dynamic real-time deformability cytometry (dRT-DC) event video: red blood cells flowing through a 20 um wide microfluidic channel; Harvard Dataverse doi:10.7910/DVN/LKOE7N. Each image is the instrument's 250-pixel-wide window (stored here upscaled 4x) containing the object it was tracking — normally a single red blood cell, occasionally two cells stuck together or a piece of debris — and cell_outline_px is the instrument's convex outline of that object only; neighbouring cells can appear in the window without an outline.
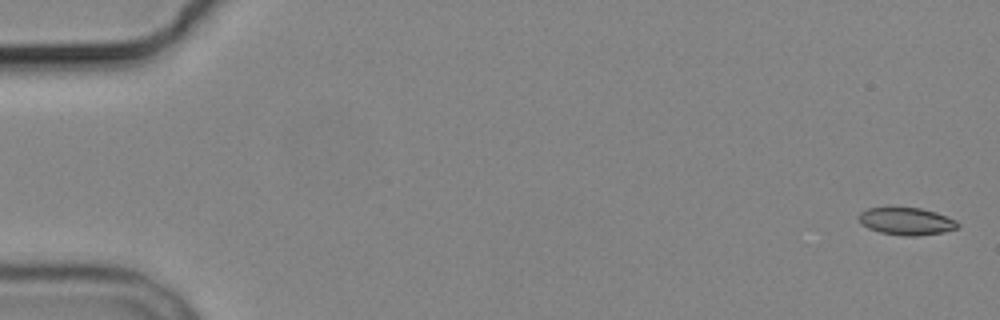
{"species": "common noctule bat (a hibernating species)", "species_latin": "Nyctalus noctula", "temperature_condition": "cold", "stored_images_in_passage": 2, "camera_frame_rate_fps": 3000, "um_per_image_px": 0.085, "animal": {"sex": "male", "body_mass_g": 19.2, "forearm_length_mm": 51.8}, "frame": {"image": 1, "passage_image": 1, "time_ms": 0.0, "image_size_px": [1000, 320], "cell_outline_px": [[960, 224], [956, 228], [944, 232], [916, 236], [904, 236], [880, 232], [868, 228], [860, 220], [860, 212], [868, 208], [920, 208], [936, 212], [956, 220]], "centroid_in_image_um": [77.09, 18.81], "position_along_channel_um": 7.9, "area_um2": 15.55}}